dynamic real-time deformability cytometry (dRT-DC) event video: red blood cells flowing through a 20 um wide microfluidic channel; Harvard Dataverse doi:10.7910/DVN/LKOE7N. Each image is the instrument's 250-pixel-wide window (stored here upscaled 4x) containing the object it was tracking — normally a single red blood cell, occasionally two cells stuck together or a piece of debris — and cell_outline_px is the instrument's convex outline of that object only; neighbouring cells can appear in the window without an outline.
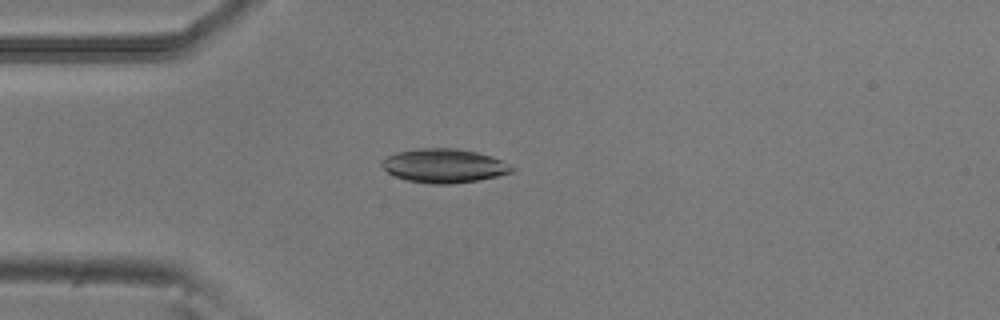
{"species": "common noctule bat (a hibernating species)", "species_latin": "Nyctalus noctula", "temperature_condition": "room temperature", "stored_images_in_passage": 3, "camera_frame_rate_fps": 3000, "um_per_image_px": 0.085, "animal": {"sex": "male", "body_mass_g": 20.5, "forearm_length_mm": 52.5}, "frame": {"image": 1, "passage_image": 2, "time_ms": 0.333, "image_size_px": [1000, 320], "cell_outline_px": [[516, 168], [512, 172], [496, 176], [476, 180], [452, 184], [428, 184], [404, 180], [388, 172], [380, 164], [380, 160], [396, 152], [416, 148], [456, 148], [476, 152], [492, 156]], "centroid_in_image_um": [37.71, 14.09], "position_along_channel_um": 47.3, "area_um2": 25.78}}